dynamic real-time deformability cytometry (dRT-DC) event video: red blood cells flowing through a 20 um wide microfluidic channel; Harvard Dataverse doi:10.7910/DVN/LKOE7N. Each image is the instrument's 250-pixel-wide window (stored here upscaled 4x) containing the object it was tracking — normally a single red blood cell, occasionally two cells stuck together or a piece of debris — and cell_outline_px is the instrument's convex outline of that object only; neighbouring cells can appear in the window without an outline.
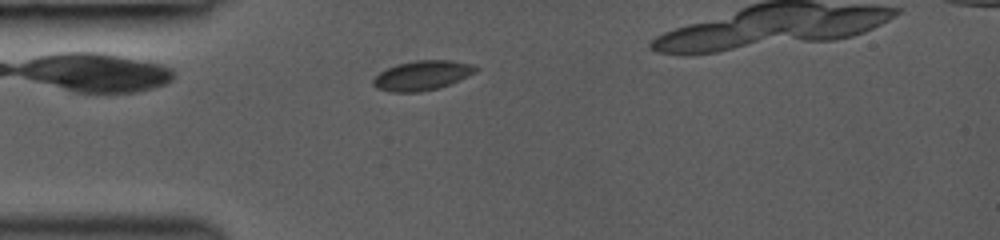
{"species": "common noctule bat (a hibernating species)", "species_latin": "Nyctalus noctula", "temperature_condition": "room temperature", "stored_images_in_passage": 27, "camera_frame_rate_fps": 3000, "um_per_image_px": 0.085, "animal": {"sex": "female", "body_mass_g": 19.0, "forearm_length_mm": 53.3}, "frame": {"image": 1, "passage_image": 2, "time_ms": 0.333, "image_size_px": [1000, 240], "cell_outline_px": [[480, 68], [476, 72], [468, 76], [440, 88], [420, 92], [392, 92], [376, 88], [372, 84], [372, 80], [380, 72], [396, 64], [416, 60], [452, 60], [472, 64]], "centroid_in_image_um": [35.9, 6.41], "position_along_channel_um": 49.1, "area_um2": 17.8}}
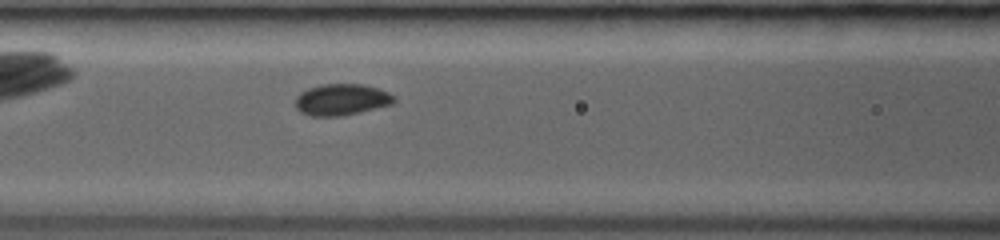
{"frame": {"image": 2, "passage_image": 9, "time_ms": 2.667, "image_size_px": [1000, 240], "cell_outline_px": [[396, 100], [392, 104], [360, 112], [340, 116], [312, 116], [300, 112], [296, 108], [296, 96], [300, 92], [308, 88], [320, 84], [364, 84], [388, 92], [396, 96]], "centroid_in_image_um": [29.03, 8.46], "position_along_channel_um": 137.6, "area_um2": 18.15}}
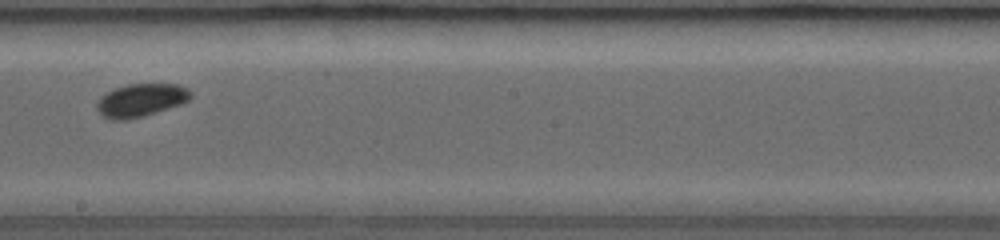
{"frame": {"image": 3, "passage_image": 16, "time_ms": 5.0, "image_size_px": [1000, 240], "cell_outline_px": [[192, 96], [188, 100], [180, 104], [144, 116], [124, 120], [108, 120], [100, 116], [96, 108], [96, 104], [100, 96], [116, 88], [128, 84], [176, 84], [188, 88], [192, 92]], "centroid_in_image_um": [11.94, 8.53], "position_along_channel_um": 236.3, "area_um2": 18.15}, "authors_computed_cell_mechanics": {"area_um2": 17.7446, "velocity_mm_per_s": 4.2477, "shape_relaxation_time_tau1_ms": 1.5658, "shape_relaxation_time_tau2_ms": null, "deformation_change_tau1": 0.0701, "deformation_change_tau2": null}}